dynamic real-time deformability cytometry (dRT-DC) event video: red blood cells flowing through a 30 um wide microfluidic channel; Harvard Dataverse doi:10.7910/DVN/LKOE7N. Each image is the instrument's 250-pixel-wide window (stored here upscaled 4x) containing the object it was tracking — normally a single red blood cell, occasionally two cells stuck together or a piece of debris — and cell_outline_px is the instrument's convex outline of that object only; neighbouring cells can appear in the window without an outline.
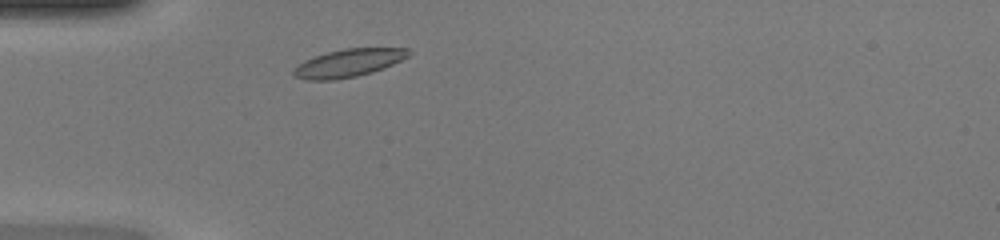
{"species": "common noctule bat (a hibernating species)", "species_latin": "Nyctalus noctula", "temperature_condition": "warm", "stored_images_in_passage": 36, "camera_frame_rate_fps": 3000, "um_per_image_px": 0.085, "animal": {"sex": "female", "body_mass_g": 20.0, "forearm_length_mm": 54.0}, "frame": {"image": 1, "passage_image": 2, "time_ms": 0.333, "image_size_px": [1000, 240], "cell_outline_px": [[412, 52], [408, 56], [384, 68], [372, 72], [356, 76], [336, 80], [304, 80], [292, 76], [292, 68], [304, 60], [328, 52], [344, 48], [408, 48]], "centroid_in_image_um": [29.57, 5.36], "position_along_channel_um": 55.4, "area_um2": 18.79}}
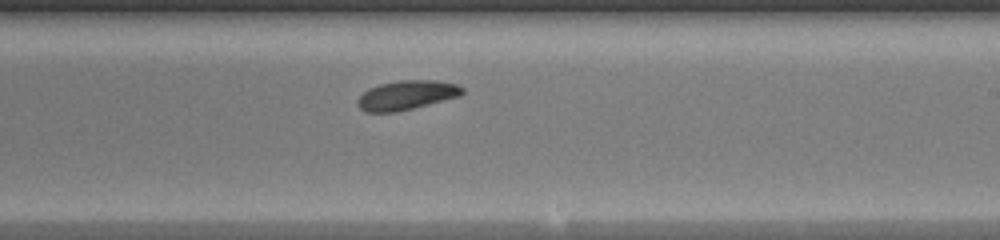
{"frame": {"image": 2, "passage_image": 17, "time_ms": 5.333, "image_size_px": [1000, 240], "cell_outline_px": [[464, 92], [460, 96], [396, 112], [364, 112], [356, 104], [356, 100], [368, 88], [380, 84], [400, 80], [436, 80], [456, 84], [464, 88]], "centroid_in_image_um": [34.54, 8.08], "position_along_channel_um": 254.5, "area_um2": 17.86}}
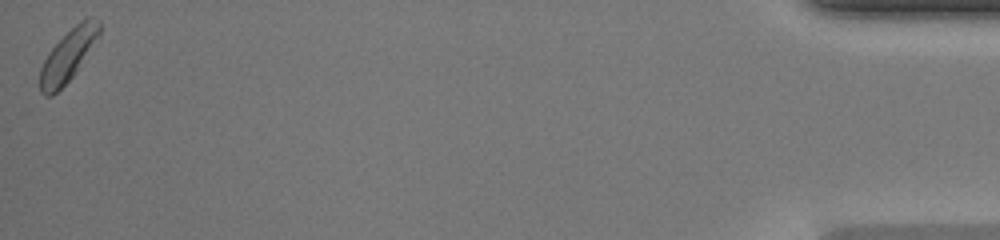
{"frame": {"image": 3, "passage_image": 36, "time_ms": 11.667, "image_size_px": [1000, 240], "cell_outline_px": [[100, 32], [76, 72], [52, 96], [44, 96], [40, 92], [40, 68], [48, 52], [80, 20], [88, 16], [92, 16], [100, 20]], "centroid_in_image_um": [5.78, 4.7], "position_along_channel_um": 429.4, "area_um2": 17.51}, "authors_computed_cell_mechanics": {"area_um2": 17.8602, "velocity_mm_per_s": 4.1949, "shape_relaxation_time_tau1_ms": 2.875, "shape_relaxation_time_tau2_ms": null, "deformation_change_tau1": 0.0745, "deformation_change_tau2": null}}